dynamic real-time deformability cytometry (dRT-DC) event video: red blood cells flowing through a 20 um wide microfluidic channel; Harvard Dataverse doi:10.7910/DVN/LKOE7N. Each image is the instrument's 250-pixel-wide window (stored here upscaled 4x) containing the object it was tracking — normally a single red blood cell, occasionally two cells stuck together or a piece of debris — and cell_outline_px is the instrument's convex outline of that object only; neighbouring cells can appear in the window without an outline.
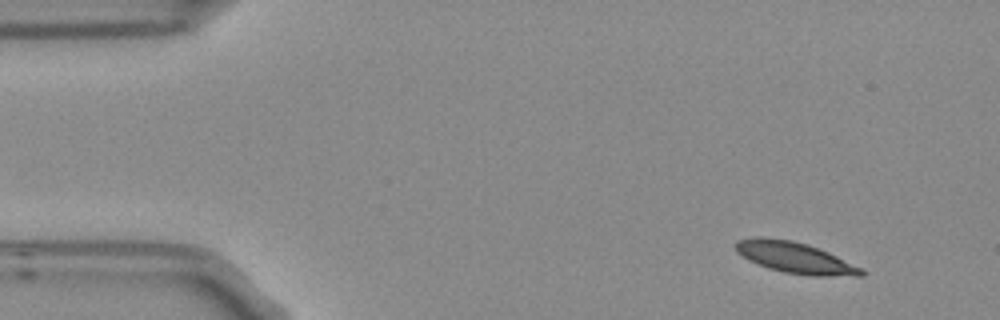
{"species": "Egyptian fruit bat (a non-hibernating species)", "species_latin": "Rousettus aegyptiacus", "temperature_condition": "room temperature", "stored_images_in_passage": 5, "camera_frame_rate_fps": 3000, "um_per_image_px": 0.085, "frame": {"image": 1, "passage_image": 1, "time_ms": 0.0, "image_size_px": [1000, 320], "cell_outline_px": [[864, 276], [812, 276], [784, 272], [768, 268], [748, 260], [736, 252], [736, 240], [756, 236], [760, 236], [792, 240], [828, 252], [860, 268], [864, 272]], "centroid_in_image_um": [67.51, 21.9], "position_along_channel_um": 17.5, "area_um2": 22.54}}
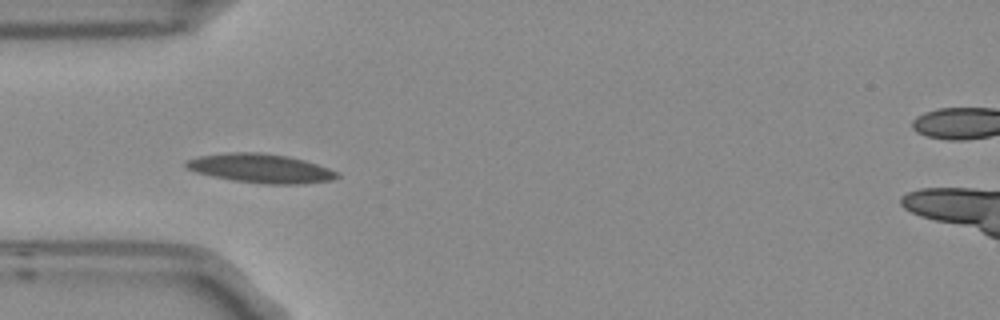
{"frame": {"image": 2, "passage_image": 4, "time_ms": 1.0, "image_size_px": [1000, 320], "cell_outline_px": [[340, 176], [332, 180], [304, 184], [264, 184], [232, 180], [212, 176], [196, 172], [184, 168], [184, 160], [200, 156], [228, 152], [260, 152], [288, 156], [304, 160], [328, 168], [336, 172]], "centroid_in_image_um": [22.11, 14.31], "position_along_channel_um": 62.9, "area_um2": 25.66}}
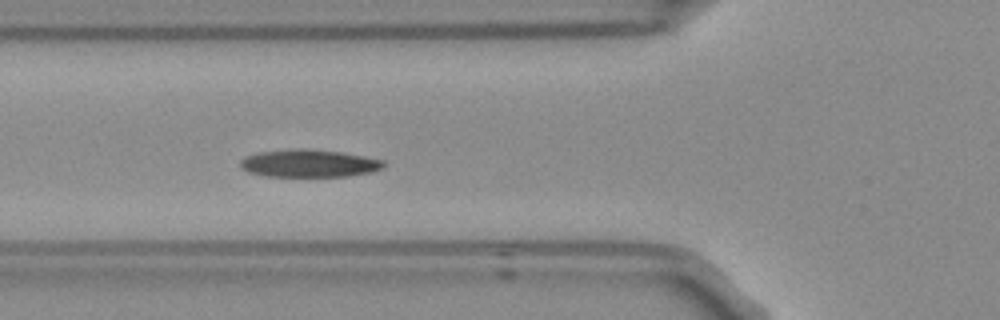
{"frame": {"image": 3, "passage_image": 5, "time_ms": 1.333, "image_size_px": [1000, 320], "cell_outline_px": [[384, 168], [372, 172], [348, 176], [264, 176], [248, 172], [240, 168], [240, 160], [244, 156], [256, 152], [292, 148], [308, 148], [340, 152], [364, 156], [384, 160]], "centroid_in_image_um": [26.23, 13.87], "position_along_channel_um": 99.6, "area_um2": 23.41}}